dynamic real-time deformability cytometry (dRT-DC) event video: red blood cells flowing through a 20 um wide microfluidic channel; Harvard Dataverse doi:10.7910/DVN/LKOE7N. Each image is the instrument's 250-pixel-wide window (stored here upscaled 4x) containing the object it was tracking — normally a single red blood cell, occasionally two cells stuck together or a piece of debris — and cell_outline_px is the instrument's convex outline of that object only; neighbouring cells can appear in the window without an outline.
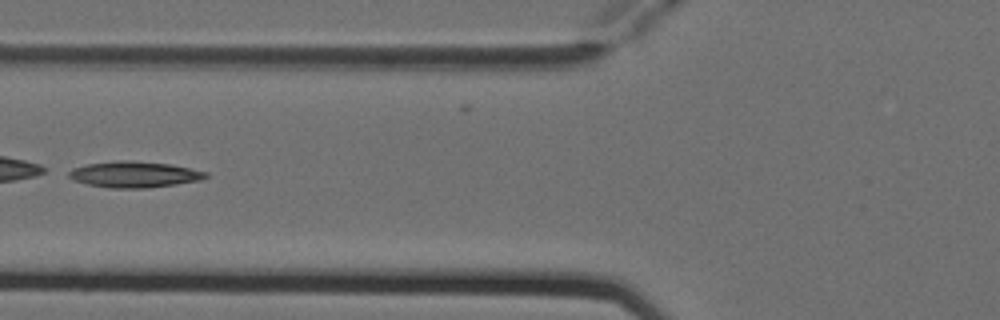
{"species": "Egyptian fruit bat (a non-hibernating species)", "species_latin": "Rousettus aegyptiacus", "temperature_condition": "cold", "stored_images_in_passage": 7, "camera_frame_rate_fps": 3000, "um_per_image_px": 0.085, "animal": {"sex": "female"}, "frame": {"image": 1, "passage_image": 5, "time_ms": 1.333, "image_size_px": [1000, 320], "cell_outline_px": [[208, 176], [200, 180], [176, 184], [148, 188], [108, 188], [88, 184], [72, 180], [68, 176], [68, 172], [72, 168], [88, 164], [120, 160], [132, 160], [172, 164], [208, 172]], "centroid_in_image_um": [11.41, 14.82], "position_along_channel_um": 114.4, "area_um2": 20.92}}
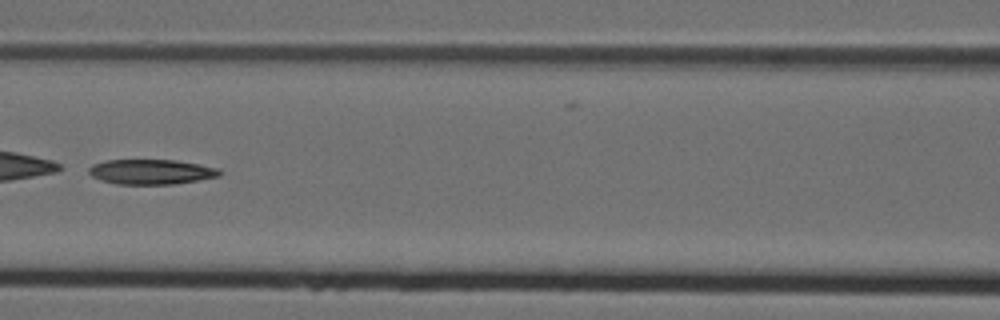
{"frame": {"image": 2, "passage_image": 6, "time_ms": 1.667, "image_size_px": [1000, 320], "cell_outline_px": [[220, 176], [172, 184], [116, 184], [100, 180], [92, 176], [88, 172], [88, 168], [92, 164], [104, 160], [176, 160], [220, 168]], "centroid_in_image_um": [12.81, 14.6], "position_along_channel_um": 153.8, "area_um2": 19.02}}